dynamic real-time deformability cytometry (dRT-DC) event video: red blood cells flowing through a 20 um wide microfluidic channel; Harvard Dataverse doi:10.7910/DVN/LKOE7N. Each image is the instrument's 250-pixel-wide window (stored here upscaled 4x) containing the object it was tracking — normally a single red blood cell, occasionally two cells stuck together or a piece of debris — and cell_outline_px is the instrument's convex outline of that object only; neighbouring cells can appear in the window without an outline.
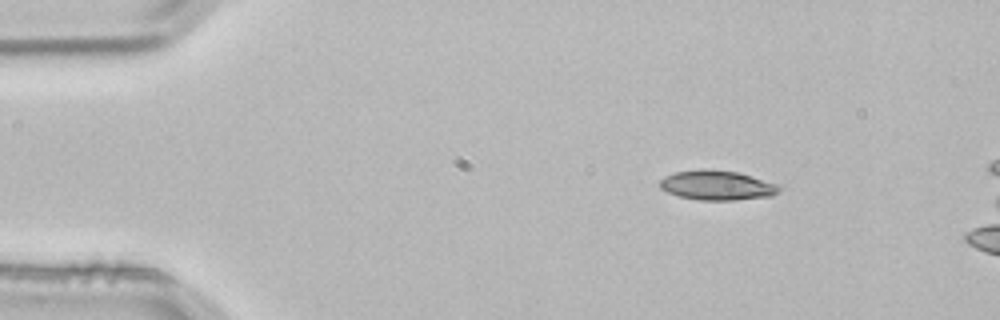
{"species": "common noctule bat (a hibernating species)", "species_latin": "Nyctalus noctula", "temperature_condition": "room temperature", "stored_images_in_passage": 2, "camera_frame_rate_fps": 3000, "um_per_image_px": 0.085, "animal": {"sex": "male", "body_mass_g": 21.5, "forearm_length_mm": 52.0}, "frame": {"image": 1, "passage_image": 1, "time_ms": 0.0, "image_size_px": [1000, 320], "cell_outline_px": [[784, 188], [772, 196], [736, 200], [700, 200], [680, 196], [668, 192], [660, 188], [660, 180], [664, 176], [676, 172], [704, 168], [736, 172], [784, 184]], "centroid_in_image_um": [61.04, 15.74], "position_along_channel_um": 24.0, "area_um2": 20.92}}